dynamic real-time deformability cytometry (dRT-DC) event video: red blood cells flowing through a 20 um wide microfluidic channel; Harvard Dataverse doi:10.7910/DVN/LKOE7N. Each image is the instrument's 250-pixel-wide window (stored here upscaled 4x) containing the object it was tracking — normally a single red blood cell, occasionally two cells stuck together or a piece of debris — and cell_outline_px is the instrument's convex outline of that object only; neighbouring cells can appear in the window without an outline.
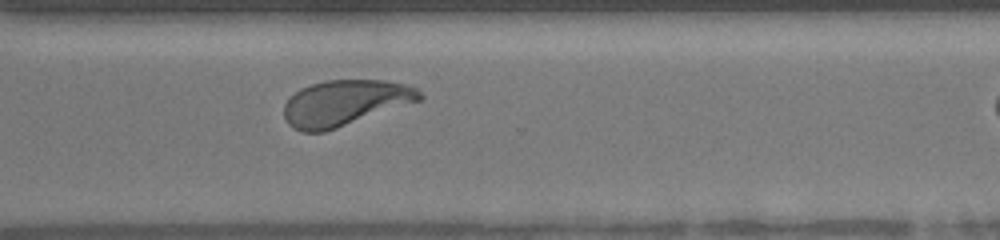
{"species": "human", "species_latin": "Homo sapiens", "temperature_condition": "warm", "stored_images_in_passage": 27, "camera_frame_rate_fps": 3000, "um_per_image_px": 0.085, "donor": {"sex": "female"}, "frame": {"image": 1, "passage_image": 23, "time_ms": 7.333, "image_size_px": [1000, 240], "cell_outline_px": [[424, 100], [324, 132], [304, 132], [288, 124], [284, 116], [284, 104], [300, 88], [324, 80], [384, 80], [412, 84], [424, 96]], "centroid_in_image_um": [29.39, 8.73], "position_along_channel_um": 341.2, "area_um2": 36.41}}